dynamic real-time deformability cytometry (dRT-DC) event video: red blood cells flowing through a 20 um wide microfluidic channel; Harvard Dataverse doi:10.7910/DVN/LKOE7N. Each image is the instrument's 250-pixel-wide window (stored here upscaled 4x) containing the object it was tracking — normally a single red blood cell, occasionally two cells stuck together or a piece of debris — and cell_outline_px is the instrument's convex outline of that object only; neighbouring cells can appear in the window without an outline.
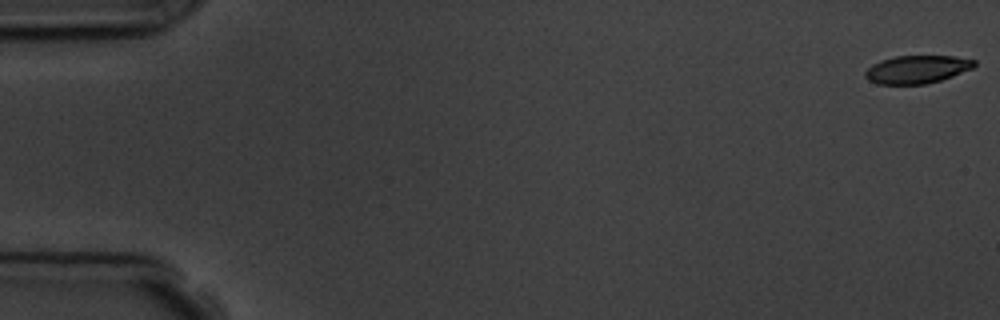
{"species": "common noctule bat (a hibernating species)", "species_latin": "Nyctalus noctula", "temperature_condition": "room temperature", "stored_images_in_passage": 6, "camera_frame_rate_fps": 3000, "um_per_image_px": 0.085, "animal": {"sex": "male", "body_mass_g": 19.5, "forearm_length_mm": 54.6}, "frame": {"image": 1, "passage_image": 1, "time_ms": 0.0, "image_size_px": [1000, 320], "cell_outline_px": [[976, 64], [972, 68], [952, 76], [940, 80], [924, 84], [876, 84], [868, 80], [864, 76], [864, 72], [872, 64], [880, 60], [896, 56], [952, 56], [976, 60]], "centroid_in_image_um": [77.9, 5.89], "position_along_channel_um": 7.1, "area_um2": 17.74}}
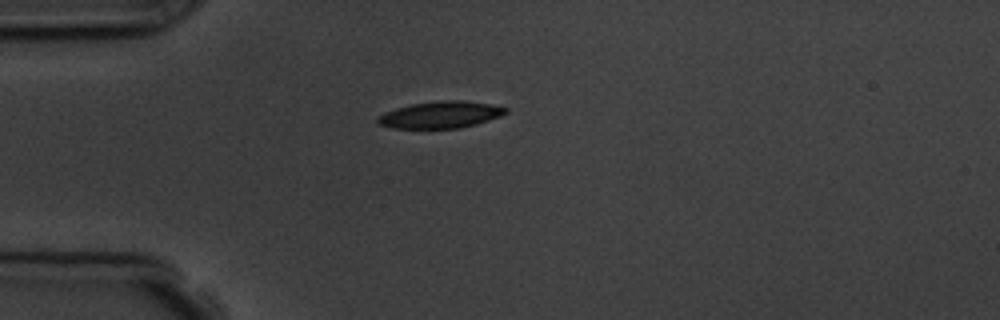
{"frame": {"image": 2, "passage_image": 5, "time_ms": 4.667, "image_size_px": [1000, 320], "cell_outline_px": [[508, 112], [500, 116], [476, 124], [460, 128], [392, 128], [376, 124], [376, 116], [384, 112], [396, 108], [412, 104], [440, 100], [464, 100], [492, 104], [508, 108]], "centroid_in_image_um": [37.42, 9.75], "position_along_channel_um": 47.6, "area_um2": 20.17}}